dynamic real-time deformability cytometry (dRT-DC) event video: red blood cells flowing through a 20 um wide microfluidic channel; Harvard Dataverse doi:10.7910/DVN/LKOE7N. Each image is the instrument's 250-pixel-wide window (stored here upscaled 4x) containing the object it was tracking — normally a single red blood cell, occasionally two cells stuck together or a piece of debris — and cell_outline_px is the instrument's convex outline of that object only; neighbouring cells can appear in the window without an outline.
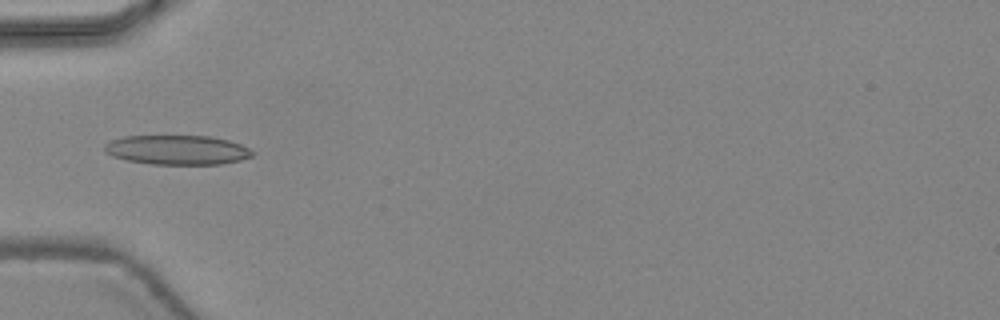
{"species": "common noctule bat (a hibernating species)", "species_latin": "Nyctalus noctula", "temperature_condition": "warm", "stored_images_in_passage": 9, "camera_frame_rate_fps": 3000, "um_per_image_px": 0.085, "animal": {"sex": "female", "body_mass_g": 24.6, "forearm_length_mm": 56.2}, "frame": {"image": 1, "passage_image": 1, "time_ms": 0.0, "image_size_px": [1000, 320], "cell_outline_px": [[256, 152], [252, 156], [240, 160], [220, 164], [148, 164], [128, 160], [112, 156], [104, 152], [104, 144], [112, 140], [124, 136], [212, 136], [228, 140], [240, 144]], "centroid_in_image_um": [15.06, 12.74], "position_along_channel_um": 69.9, "area_um2": 25.43}}
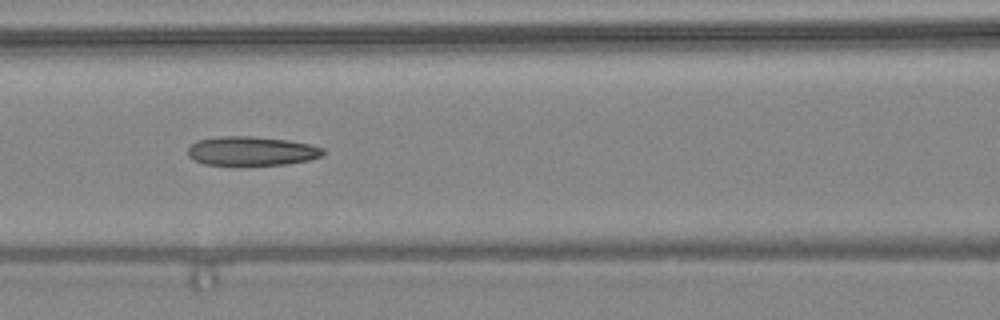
{"frame": {"image": 2, "passage_image": 6, "time_ms": 1.667, "image_size_px": [1000, 320], "cell_outline_px": [[324, 156], [308, 160], [288, 164], [240, 168], [232, 168], [204, 164], [188, 156], [188, 148], [196, 140], [220, 136], [252, 136], [288, 140], [312, 144], [324, 148]], "centroid_in_image_um": [21.38, 12.89], "position_along_channel_um": 145.2, "area_um2": 24.16}}
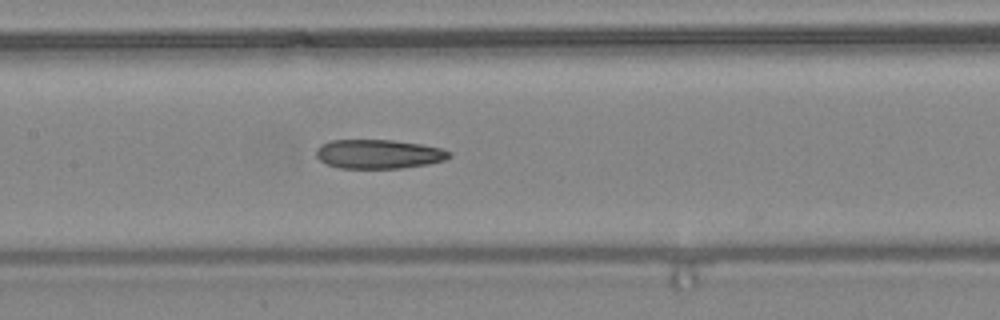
{"frame": {"image": 3, "passage_image": 8, "time_ms": 2.333, "image_size_px": [1000, 320], "cell_outline_px": [[452, 156], [444, 160], [428, 164], [400, 168], [340, 168], [328, 164], [320, 160], [316, 156], [316, 148], [320, 144], [332, 140], [392, 140], [420, 144], [440, 148], [452, 152]], "centroid_in_image_um": [32.18, 13.09], "position_along_channel_um": 175.2, "area_um2": 22.54}}